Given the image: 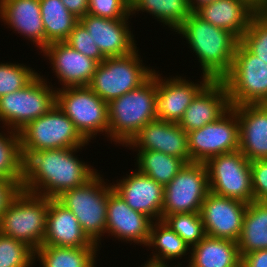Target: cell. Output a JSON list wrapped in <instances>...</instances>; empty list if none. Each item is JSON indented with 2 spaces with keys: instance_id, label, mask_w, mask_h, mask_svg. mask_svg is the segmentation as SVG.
Segmentation results:
<instances>
[{
  "instance_id": "1",
  "label": "cell",
  "mask_w": 267,
  "mask_h": 267,
  "mask_svg": "<svg viewBox=\"0 0 267 267\" xmlns=\"http://www.w3.org/2000/svg\"><path fill=\"white\" fill-rule=\"evenodd\" d=\"M82 147L44 149L23 158L24 191L56 199L64 191L85 184L97 172L76 156Z\"/></svg>"
},
{
  "instance_id": "2",
  "label": "cell",
  "mask_w": 267,
  "mask_h": 267,
  "mask_svg": "<svg viewBox=\"0 0 267 267\" xmlns=\"http://www.w3.org/2000/svg\"><path fill=\"white\" fill-rule=\"evenodd\" d=\"M182 35L197 56L202 75L222 80L231 70L240 41L230 31L218 28L191 12L175 33Z\"/></svg>"
},
{
  "instance_id": "3",
  "label": "cell",
  "mask_w": 267,
  "mask_h": 267,
  "mask_svg": "<svg viewBox=\"0 0 267 267\" xmlns=\"http://www.w3.org/2000/svg\"><path fill=\"white\" fill-rule=\"evenodd\" d=\"M156 70L139 87L108 103L109 140L125 147L149 122L157 119Z\"/></svg>"
},
{
  "instance_id": "4",
  "label": "cell",
  "mask_w": 267,
  "mask_h": 267,
  "mask_svg": "<svg viewBox=\"0 0 267 267\" xmlns=\"http://www.w3.org/2000/svg\"><path fill=\"white\" fill-rule=\"evenodd\" d=\"M112 190V184L105 182L97 172L85 184L64 191L56 198L71 210L82 230L99 248L106 232L107 202Z\"/></svg>"
},
{
  "instance_id": "5",
  "label": "cell",
  "mask_w": 267,
  "mask_h": 267,
  "mask_svg": "<svg viewBox=\"0 0 267 267\" xmlns=\"http://www.w3.org/2000/svg\"><path fill=\"white\" fill-rule=\"evenodd\" d=\"M48 210L49 198L21 189L0 218V233L36 251L44 241Z\"/></svg>"
},
{
  "instance_id": "6",
  "label": "cell",
  "mask_w": 267,
  "mask_h": 267,
  "mask_svg": "<svg viewBox=\"0 0 267 267\" xmlns=\"http://www.w3.org/2000/svg\"><path fill=\"white\" fill-rule=\"evenodd\" d=\"M138 51L105 58L97 65L88 87L106 103L139 87L155 69L145 66Z\"/></svg>"
},
{
  "instance_id": "7",
  "label": "cell",
  "mask_w": 267,
  "mask_h": 267,
  "mask_svg": "<svg viewBox=\"0 0 267 267\" xmlns=\"http://www.w3.org/2000/svg\"><path fill=\"white\" fill-rule=\"evenodd\" d=\"M43 77L38 74L23 89L0 97L2 128L19 132L56 105V88Z\"/></svg>"
},
{
  "instance_id": "8",
  "label": "cell",
  "mask_w": 267,
  "mask_h": 267,
  "mask_svg": "<svg viewBox=\"0 0 267 267\" xmlns=\"http://www.w3.org/2000/svg\"><path fill=\"white\" fill-rule=\"evenodd\" d=\"M231 106L267 104V63L238 42L230 72L222 79Z\"/></svg>"
},
{
  "instance_id": "9",
  "label": "cell",
  "mask_w": 267,
  "mask_h": 267,
  "mask_svg": "<svg viewBox=\"0 0 267 267\" xmlns=\"http://www.w3.org/2000/svg\"><path fill=\"white\" fill-rule=\"evenodd\" d=\"M21 153L44 149L85 147L89 143L81 136L69 117L55 105L41 117L19 131Z\"/></svg>"
},
{
  "instance_id": "10",
  "label": "cell",
  "mask_w": 267,
  "mask_h": 267,
  "mask_svg": "<svg viewBox=\"0 0 267 267\" xmlns=\"http://www.w3.org/2000/svg\"><path fill=\"white\" fill-rule=\"evenodd\" d=\"M56 105L88 143L99 133L109 138L108 103L88 86L56 89Z\"/></svg>"
},
{
  "instance_id": "11",
  "label": "cell",
  "mask_w": 267,
  "mask_h": 267,
  "mask_svg": "<svg viewBox=\"0 0 267 267\" xmlns=\"http://www.w3.org/2000/svg\"><path fill=\"white\" fill-rule=\"evenodd\" d=\"M205 165L209 191L246 204L253 201L250 161L240 150L213 156Z\"/></svg>"
},
{
  "instance_id": "12",
  "label": "cell",
  "mask_w": 267,
  "mask_h": 267,
  "mask_svg": "<svg viewBox=\"0 0 267 267\" xmlns=\"http://www.w3.org/2000/svg\"><path fill=\"white\" fill-rule=\"evenodd\" d=\"M208 192L205 163H186L164 187L162 220L176 213H199Z\"/></svg>"
},
{
  "instance_id": "13",
  "label": "cell",
  "mask_w": 267,
  "mask_h": 267,
  "mask_svg": "<svg viewBox=\"0 0 267 267\" xmlns=\"http://www.w3.org/2000/svg\"><path fill=\"white\" fill-rule=\"evenodd\" d=\"M187 134L190 162L205 163L213 156L239 150V122L232 107L218 120Z\"/></svg>"
},
{
  "instance_id": "14",
  "label": "cell",
  "mask_w": 267,
  "mask_h": 267,
  "mask_svg": "<svg viewBox=\"0 0 267 267\" xmlns=\"http://www.w3.org/2000/svg\"><path fill=\"white\" fill-rule=\"evenodd\" d=\"M248 204L209 191L201 207L205 234L238 241Z\"/></svg>"
},
{
  "instance_id": "15",
  "label": "cell",
  "mask_w": 267,
  "mask_h": 267,
  "mask_svg": "<svg viewBox=\"0 0 267 267\" xmlns=\"http://www.w3.org/2000/svg\"><path fill=\"white\" fill-rule=\"evenodd\" d=\"M201 76L198 83L180 75L163 79L156 70L157 119L179 123L192 100L211 81L209 77Z\"/></svg>"
},
{
  "instance_id": "16",
  "label": "cell",
  "mask_w": 267,
  "mask_h": 267,
  "mask_svg": "<svg viewBox=\"0 0 267 267\" xmlns=\"http://www.w3.org/2000/svg\"><path fill=\"white\" fill-rule=\"evenodd\" d=\"M125 147L133 151H158L190 163L188 134L174 122L160 119L149 122Z\"/></svg>"
},
{
  "instance_id": "17",
  "label": "cell",
  "mask_w": 267,
  "mask_h": 267,
  "mask_svg": "<svg viewBox=\"0 0 267 267\" xmlns=\"http://www.w3.org/2000/svg\"><path fill=\"white\" fill-rule=\"evenodd\" d=\"M131 173V174H130ZM112 182L113 190L133 210L143 213L152 221L162 220L164 186L137 169Z\"/></svg>"
},
{
  "instance_id": "18",
  "label": "cell",
  "mask_w": 267,
  "mask_h": 267,
  "mask_svg": "<svg viewBox=\"0 0 267 267\" xmlns=\"http://www.w3.org/2000/svg\"><path fill=\"white\" fill-rule=\"evenodd\" d=\"M42 55L48 58L53 73L62 89L66 87L88 86L98 63L71 48L66 42H54L47 45Z\"/></svg>"
},
{
  "instance_id": "19",
  "label": "cell",
  "mask_w": 267,
  "mask_h": 267,
  "mask_svg": "<svg viewBox=\"0 0 267 267\" xmlns=\"http://www.w3.org/2000/svg\"><path fill=\"white\" fill-rule=\"evenodd\" d=\"M152 222L145 214L129 207L114 190L109 193L105 234L130 245L134 242L146 246Z\"/></svg>"
},
{
  "instance_id": "20",
  "label": "cell",
  "mask_w": 267,
  "mask_h": 267,
  "mask_svg": "<svg viewBox=\"0 0 267 267\" xmlns=\"http://www.w3.org/2000/svg\"><path fill=\"white\" fill-rule=\"evenodd\" d=\"M79 21L105 58L128 55L137 48L128 19H108L86 14Z\"/></svg>"
},
{
  "instance_id": "21",
  "label": "cell",
  "mask_w": 267,
  "mask_h": 267,
  "mask_svg": "<svg viewBox=\"0 0 267 267\" xmlns=\"http://www.w3.org/2000/svg\"><path fill=\"white\" fill-rule=\"evenodd\" d=\"M230 108L224 82L211 80L192 100L178 124L188 133L218 120Z\"/></svg>"
},
{
  "instance_id": "22",
  "label": "cell",
  "mask_w": 267,
  "mask_h": 267,
  "mask_svg": "<svg viewBox=\"0 0 267 267\" xmlns=\"http://www.w3.org/2000/svg\"><path fill=\"white\" fill-rule=\"evenodd\" d=\"M231 107L239 122V150L250 162L267 159V104Z\"/></svg>"
},
{
  "instance_id": "23",
  "label": "cell",
  "mask_w": 267,
  "mask_h": 267,
  "mask_svg": "<svg viewBox=\"0 0 267 267\" xmlns=\"http://www.w3.org/2000/svg\"><path fill=\"white\" fill-rule=\"evenodd\" d=\"M0 20L26 40L33 42L40 52L45 48L39 0H0Z\"/></svg>"
},
{
  "instance_id": "24",
  "label": "cell",
  "mask_w": 267,
  "mask_h": 267,
  "mask_svg": "<svg viewBox=\"0 0 267 267\" xmlns=\"http://www.w3.org/2000/svg\"><path fill=\"white\" fill-rule=\"evenodd\" d=\"M42 245L57 247H98L82 230L71 210L49 198L46 232Z\"/></svg>"
},
{
  "instance_id": "25",
  "label": "cell",
  "mask_w": 267,
  "mask_h": 267,
  "mask_svg": "<svg viewBox=\"0 0 267 267\" xmlns=\"http://www.w3.org/2000/svg\"><path fill=\"white\" fill-rule=\"evenodd\" d=\"M195 13L208 23L230 31L239 40L255 16L254 10L243 0H215Z\"/></svg>"
},
{
  "instance_id": "26",
  "label": "cell",
  "mask_w": 267,
  "mask_h": 267,
  "mask_svg": "<svg viewBox=\"0 0 267 267\" xmlns=\"http://www.w3.org/2000/svg\"><path fill=\"white\" fill-rule=\"evenodd\" d=\"M187 262L193 267H241L236 241L205 236L191 247Z\"/></svg>"
},
{
  "instance_id": "27",
  "label": "cell",
  "mask_w": 267,
  "mask_h": 267,
  "mask_svg": "<svg viewBox=\"0 0 267 267\" xmlns=\"http://www.w3.org/2000/svg\"><path fill=\"white\" fill-rule=\"evenodd\" d=\"M145 247L154 248L151 250L152 257L145 262L167 267H173L169 263L173 259L180 260L182 257L187 256V254H190L191 249L163 220L152 222L149 240Z\"/></svg>"
},
{
  "instance_id": "28",
  "label": "cell",
  "mask_w": 267,
  "mask_h": 267,
  "mask_svg": "<svg viewBox=\"0 0 267 267\" xmlns=\"http://www.w3.org/2000/svg\"><path fill=\"white\" fill-rule=\"evenodd\" d=\"M241 258L253 251L267 249V202L248 204L237 241Z\"/></svg>"
},
{
  "instance_id": "29",
  "label": "cell",
  "mask_w": 267,
  "mask_h": 267,
  "mask_svg": "<svg viewBox=\"0 0 267 267\" xmlns=\"http://www.w3.org/2000/svg\"><path fill=\"white\" fill-rule=\"evenodd\" d=\"M99 250V247L42 245L35 251V261L39 260V267H97Z\"/></svg>"
},
{
  "instance_id": "30",
  "label": "cell",
  "mask_w": 267,
  "mask_h": 267,
  "mask_svg": "<svg viewBox=\"0 0 267 267\" xmlns=\"http://www.w3.org/2000/svg\"><path fill=\"white\" fill-rule=\"evenodd\" d=\"M45 30V47L65 42L79 19L68 11L61 0H39Z\"/></svg>"
},
{
  "instance_id": "31",
  "label": "cell",
  "mask_w": 267,
  "mask_h": 267,
  "mask_svg": "<svg viewBox=\"0 0 267 267\" xmlns=\"http://www.w3.org/2000/svg\"><path fill=\"white\" fill-rule=\"evenodd\" d=\"M131 15L149 13L163 26L176 31L191 13L187 0H130Z\"/></svg>"
},
{
  "instance_id": "32",
  "label": "cell",
  "mask_w": 267,
  "mask_h": 267,
  "mask_svg": "<svg viewBox=\"0 0 267 267\" xmlns=\"http://www.w3.org/2000/svg\"><path fill=\"white\" fill-rule=\"evenodd\" d=\"M137 153L136 169L164 187L186 165L183 159L158 151H137Z\"/></svg>"
},
{
  "instance_id": "33",
  "label": "cell",
  "mask_w": 267,
  "mask_h": 267,
  "mask_svg": "<svg viewBox=\"0 0 267 267\" xmlns=\"http://www.w3.org/2000/svg\"><path fill=\"white\" fill-rule=\"evenodd\" d=\"M4 131L0 132V178L22 181L23 157L19 132Z\"/></svg>"
},
{
  "instance_id": "34",
  "label": "cell",
  "mask_w": 267,
  "mask_h": 267,
  "mask_svg": "<svg viewBox=\"0 0 267 267\" xmlns=\"http://www.w3.org/2000/svg\"><path fill=\"white\" fill-rule=\"evenodd\" d=\"M163 221L176 232L190 248L206 236L200 212L167 215Z\"/></svg>"
},
{
  "instance_id": "35",
  "label": "cell",
  "mask_w": 267,
  "mask_h": 267,
  "mask_svg": "<svg viewBox=\"0 0 267 267\" xmlns=\"http://www.w3.org/2000/svg\"><path fill=\"white\" fill-rule=\"evenodd\" d=\"M35 251L26 243L0 233V267H33Z\"/></svg>"
},
{
  "instance_id": "36",
  "label": "cell",
  "mask_w": 267,
  "mask_h": 267,
  "mask_svg": "<svg viewBox=\"0 0 267 267\" xmlns=\"http://www.w3.org/2000/svg\"><path fill=\"white\" fill-rule=\"evenodd\" d=\"M38 74L26 64L0 62V97L23 89Z\"/></svg>"
},
{
  "instance_id": "37",
  "label": "cell",
  "mask_w": 267,
  "mask_h": 267,
  "mask_svg": "<svg viewBox=\"0 0 267 267\" xmlns=\"http://www.w3.org/2000/svg\"><path fill=\"white\" fill-rule=\"evenodd\" d=\"M240 42L254 55L267 63V26H265L256 16L249 24Z\"/></svg>"
},
{
  "instance_id": "38",
  "label": "cell",
  "mask_w": 267,
  "mask_h": 267,
  "mask_svg": "<svg viewBox=\"0 0 267 267\" xmlns=\"http://www.w3.org/2000/svg\"><path fill=\"white\" fill-rule=\"evenodd\" d=\"M88 14L108 19H129L130 0H89Z\"/></svg>"
},
{
  "instance_id": "39",
  "label": "cell",
  "mask_w": 267,
  "mask_h": 267,
  "mask_svg": "<svg viewBox=\"0 0 267 267\" xmlns=\"http://www.w3.org/2000/svg\"><path fill=\"white\" fill-rule=\"evenodd\" d=\"M65 42L71 48L95 60L98 64L105 59L96 43H94L91 38V34L88 33L87 29L80 21L70 32V35Z\"/></svg>"
},
{
  "instance_id": "40",
  "label": "cell",
  "mask_w": 267,
  "mask_h": 267,
  "mask_svg": "<svg viewBox=\"0 0 267 267\" xmlns=\"http://www.w3.org/2000/svg\"><path fill=\"white\" fill-rule=\"evenodd\" d=\"M253 201L267 202V159L250 162Z\"/></svg>"
},
{
  "instance_id": "41",
  "label": "cell",
  "mask_w": 267,
  "mask_h": 267,
  "mask_svg": "<svg viewBox=\"0 0 267 267\" xmlns=\"http://www.w3.org/2000/svg\"><path fill=\"white\" fill-rule=\"evenodd\" d=\"M21 182L0 178V218L14 197L21 191Z\"/></svg>"
},
{
  "instance_id": "42",
  "label": "cell",
  "mask_w": 267,
  "mask_h": 267,
  "mask_svg": "<svg viewBox=\"0 0 267 267\" xmlns=\"http://www.w3.org/2000/svg\"><path fill=\"white\" fill-rule=\"evenodd\" d=\"M241 267H267V249L256 250L244 255Z\"/></svg>"
},
{
  "instance_id": "43",
  "label": "cell",
  "mask_w": 267,
  "mask_h": 267,
  "mask_svg": "<svg viewBox=\"0 0 267 267\" xmlns=\"http://www.w3.org/2000/svg\"><path fill=\"white\" fill-rule=\"evenodd\" d=\"M69 12L78 19L88 14L89 0H61Z\"/></svg>"
},
{
  "instance_id": "44",
  "label": "cell",
  "mask_w": 267,
  "mask_h": 267,
  "mask_svg": "<svg viewBox=\"0 0 267 267\" xmlns=\"http://www.w3.org/2000/svg\"><path fill=\"white\" fill-rule=\"evenodd\" d=\"M215 0H187L189 9L191 12H196L199 8L204 5L210 4Z\"/></svg>"
},
{
  "instance_id": "45",
  "label": "cell",
  "mask_w": 267,
  "mask_h": 267,
  "mask_svg": "<svg viewBox=\"0 0 267 267\" xmlns=\"http://www.w3.org/2000/svg\"><path fill=\"white\" fill-rule=\"evenodd\" d=\"M255 16L267 26V4L261 6L256 12Z\"/></svg>"
},
{
  "instance_id": "46",
  "label": "cell",
  "mask_w": 267,
  "mask_h": 267,
  "mask_svg": "<svg viewBox=\"0 0 267 267\" xmlns=\"http://www.w3.org/2000/svg\"><path fill=\"white\" fill-rule=\"evenodd\" d=\"M256 12L261 6L267 4V0H243Z\"/></svg>"
},
{
  "instance_id": "47",
  "label": "cell",
  "mask_w": 267,
  "mask_h": 267,
  "mask_svg": "<svg viewBox=\"0 0 267 267\" xmlns=\"http://www.w3.org/2000/svg\"><path fill=\"white\" fill-rule=\"evenodd\" d=\"M142 267H163V265H156L146 262L144 265H141ZM139 267V266H138Z\"/></svg>"
},
{
  "instance_id": "48",
  "label": "cell",
  "mask_w": 267,
  "mask_h": 267,
  "mask_svg": "<svg viewBox=\"0 0 267 267\" xmlns=\"http://www.w3.org/2000/svg\"><path fill=\"white\" fill-rule=\"evenodd\" d=\"M178 264H176L175 266H174V264H172L173 265V267H183V266H180V265H182V264H180L179 262H177ZM186 267H193V266H191L189 263H188V265L186 266Z\"/></svg>"
}]
</instances>
